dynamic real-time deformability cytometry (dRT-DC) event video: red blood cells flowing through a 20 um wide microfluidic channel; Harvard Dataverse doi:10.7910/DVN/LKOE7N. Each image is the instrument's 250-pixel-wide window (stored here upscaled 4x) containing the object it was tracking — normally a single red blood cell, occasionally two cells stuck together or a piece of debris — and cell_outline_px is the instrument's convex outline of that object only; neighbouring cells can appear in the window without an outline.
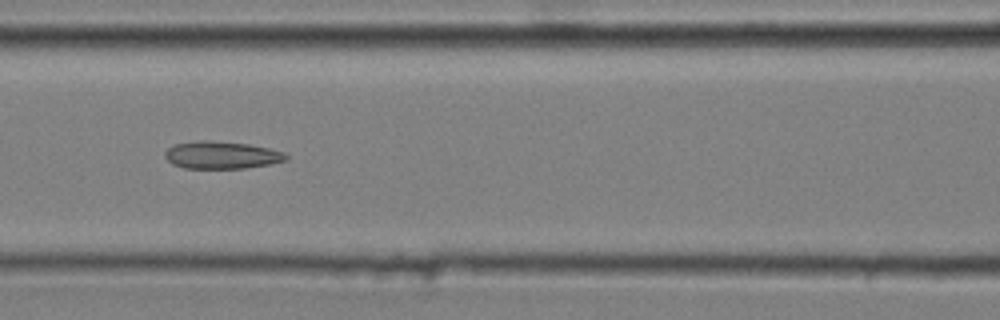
{"species": "common noctule bat (a hibernating species)", "species_latin": "Nyctalus noctula", "temperature_condition": "cold", "stored_images_in_passage": 10, "camera_frame_rate_fps": 3000, "um_per_image_px": 0.085, "animal": {"sex": "male", "body_mass_g": 20.4}, "frame": {"image": 1, "passage_image": 6, "time_ms": 1.667, "image_size_px": [1000, 320], "cell_outline_px": [[288, 160], [272, 164], [244, 168], [184, 168], [172, 164], [164, 156], [164, 152], [168, 148], [176, 144], [200, 140], [208, 140], [248, 144], [268, 148], [284, 152], [288, 156]], "centroid_in_image_um": [18.85, 13.18], "position_along_channel_um": 147.8, "area_um2": 19.36}}
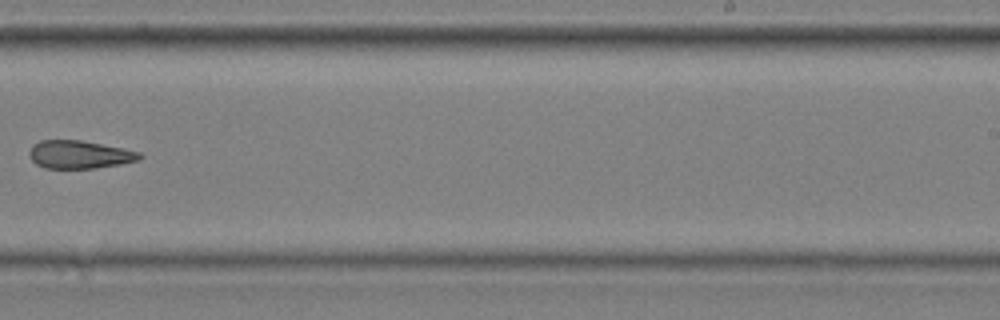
{"frame": {"image": 2, "passage_image": 9, "time_ms": 2.667, "image_size_px": [1000, 320], "cell_outline_px": [[144, 156], [140, 160], [120, 164], [96, 168], [44, 168], [36, 164], [28, 156], [28, 152], [32, 144], [40, 140], [80, 140], [124, 148], [140, 152]], "centroid_in_image_um": [6.75, 13.13], "position_along_channel_um": 282.3, "area_um2": 18.21}}
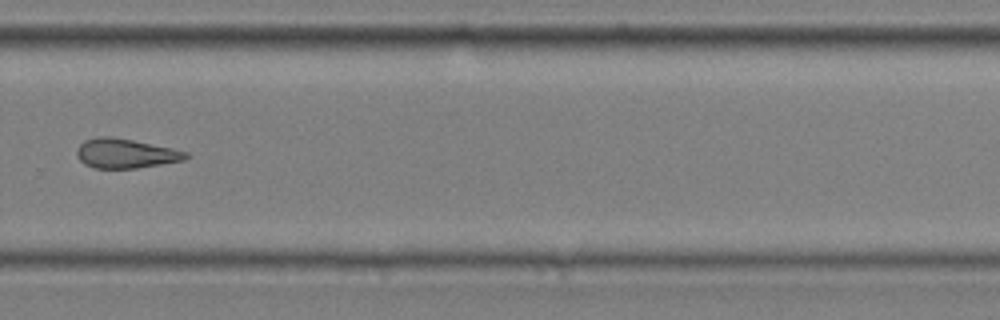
{"frame": {"image": 3, "passage_image": 10, "time_ms": 3.0, "image_size_px": [1000, 320], "cell_outline_px": [[188, 156], [184, 160], [136, 168], [92, 168], [84, 164], [76, 156], [76, 148], [84, 140], [96, 136], [108, 136], [132, 140], [172, 148], [188, 152]], "centroid_in_image_um": [10.61, 13.04], "position_along_channel_um": 319.2, "area_um2": 18.73}}